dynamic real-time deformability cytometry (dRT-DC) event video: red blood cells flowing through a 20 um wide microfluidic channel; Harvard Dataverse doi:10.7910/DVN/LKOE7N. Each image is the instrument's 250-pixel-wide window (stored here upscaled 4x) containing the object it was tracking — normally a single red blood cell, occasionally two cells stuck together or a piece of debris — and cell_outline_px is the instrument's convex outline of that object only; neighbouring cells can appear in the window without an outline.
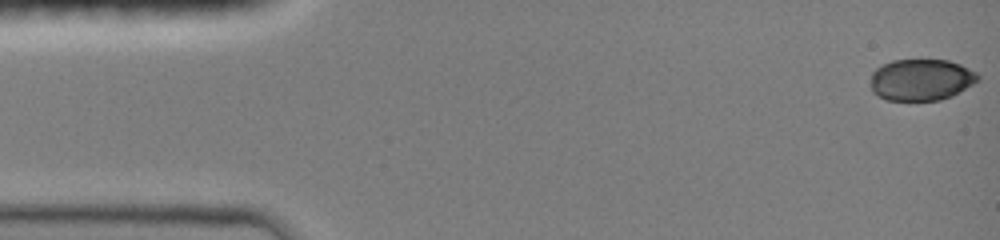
{"species": "common noctule bat (a hibernating species)", "species_latin": "Nyctalus noctula", "temperature_condition": "room temperature", "stored_images_in_passage": 48, "camera_frame_rate_fps": 3000, "um_per_image_px": 0.085, "animal": {"sex": "female", "body_mass_g": 19.0, "forearm_length_mm": 51.5}, "frame": {"image": 1, "passage_image": 1, "time_ms": 0.0, "image_size_px": [1000, 240], "cell_outline_px": [[980, 80], [952, 96], [940, 100], [888, 100], [872, 92], [872, 72], [876, 68], [892, 60], [948, 60], [960, 64], [976, 72], [980, 76]], "centroid_in_image_um": [78.33, 6.77], "position_along_channel_um": 6.7, "area_um2": 25.89}}
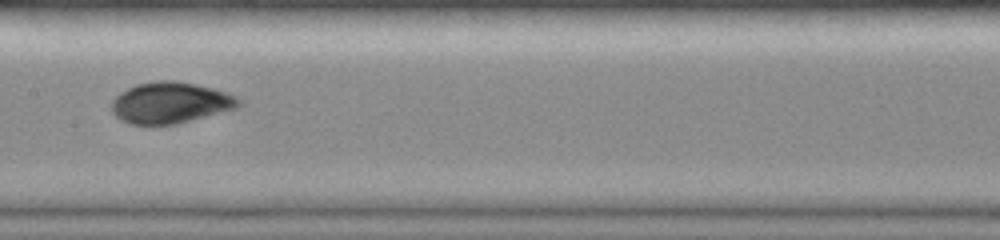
{"frame": {"image": 2, "passage_image": 24, "time_ms": 7.667, "image_size_px": [1000, 240], "cell_outline_px": [[244, 104], [236, 108], [176, 124], [132, 124], [120, 120], [112, 112], [112, 100], [120, 92], [136, 84], [156, 80], [176, 80], [196, 84], [228, 92], [236, 96]], "centroid_in_image_um": [14.49, 8.72], "position_along_channel_um": 192.9, "area_um2": 30.58}}
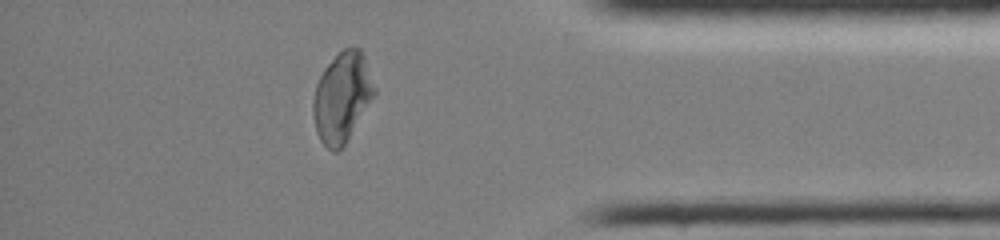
{"frame": {"image": 3, "passage_image": 41, "time_ms": 13.333, "image_size_px": [1000, 240], "cell_outline_px": [[376, 92], [344, 144], [336, 152], [332, 152], [320, 140], [316, 132], [312, 112], [312, 100], [316, 84], [324, 68], [344, 48], [360, 48], [364, 56], [376, 88]], "centroid_in_image_um": [29.05, 8.26], "position_along_channel_um": 406.1, "area_um2": 31.62}}